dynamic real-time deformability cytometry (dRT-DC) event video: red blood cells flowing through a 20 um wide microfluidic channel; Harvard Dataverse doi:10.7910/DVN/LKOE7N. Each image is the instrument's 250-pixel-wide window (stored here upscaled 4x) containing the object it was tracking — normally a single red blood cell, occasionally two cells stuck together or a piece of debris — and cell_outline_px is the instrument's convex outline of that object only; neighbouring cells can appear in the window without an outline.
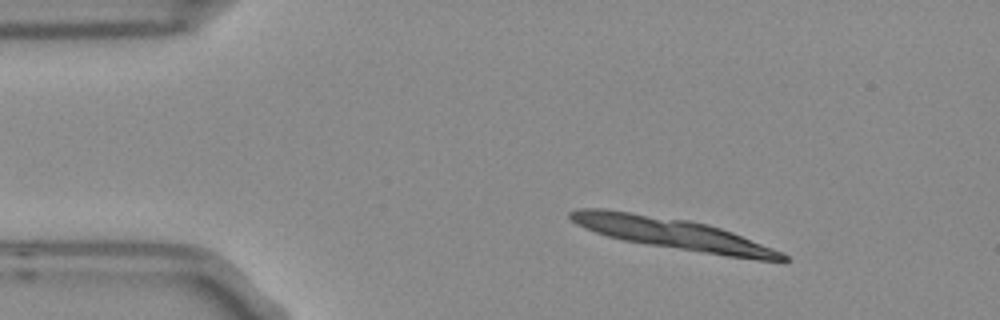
{"species": "Egyptian fruit bat (a non-hibernating species)", "species_latin": "Rousettus aegyptiacus", "temperature_condition": "room temperature", "stored_images_in_passage": 5, "segment_of_instrument_passage": [1, 2], "camera_frame_rate_fps": 3000, "um_per_image_px": 0.085, "frame": {"image": 1, "passage_image": 3, "time_ms": 0.667, "image_size_px": [1000, 320], "cell_outline_px": [[788, 260], [756, 260], [728, 256], [648, 244], [624, 240], [608, 236], [584, 228], [576, 224], [568, 216], [568, 212], [576, 208], [604, 208], [688, 220], [708, 224], [732, 232], [772, 248], [788, 256]], "centroid_in_image_um": [57.1, 19.84], "position_along_channel_um": 27.9, "area_um2": 38.09}}